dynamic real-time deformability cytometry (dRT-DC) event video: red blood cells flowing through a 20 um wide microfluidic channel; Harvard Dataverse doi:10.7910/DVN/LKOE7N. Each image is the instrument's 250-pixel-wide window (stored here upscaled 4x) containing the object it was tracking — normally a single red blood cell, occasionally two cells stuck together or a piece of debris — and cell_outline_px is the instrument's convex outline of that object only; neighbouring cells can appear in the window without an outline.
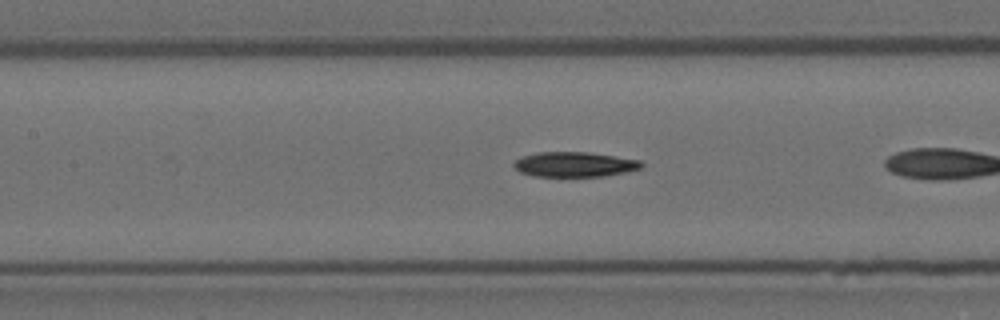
{"species": "Egyptian fruit bat (a non-hibernating species)", "species_latin": "Rousettus aegyptiacus", "temperature_condition": "room temperature", "stored_images_in_passage": 28, "camera_frame_rate_fps": 3000, "um_per_image_px": 0.085, "animal": {"sex": "female"}, "frame": {"image": 1, "passage_image": 9, "time_ms": 2.667, "image_size_px": [1000, 320], "cell_outline_px": [[644, 164], [640, 168], [624, 172], [604, 176], [532, 176], [520, 172], [512, 168], [512, 164], [520, 156], [536, 152], [588, 152], [640, 160]], "centroid_in_image_um": [48.76, 13.97], "position_along_channel_um": 158.6, "area_um2": 18.61}}